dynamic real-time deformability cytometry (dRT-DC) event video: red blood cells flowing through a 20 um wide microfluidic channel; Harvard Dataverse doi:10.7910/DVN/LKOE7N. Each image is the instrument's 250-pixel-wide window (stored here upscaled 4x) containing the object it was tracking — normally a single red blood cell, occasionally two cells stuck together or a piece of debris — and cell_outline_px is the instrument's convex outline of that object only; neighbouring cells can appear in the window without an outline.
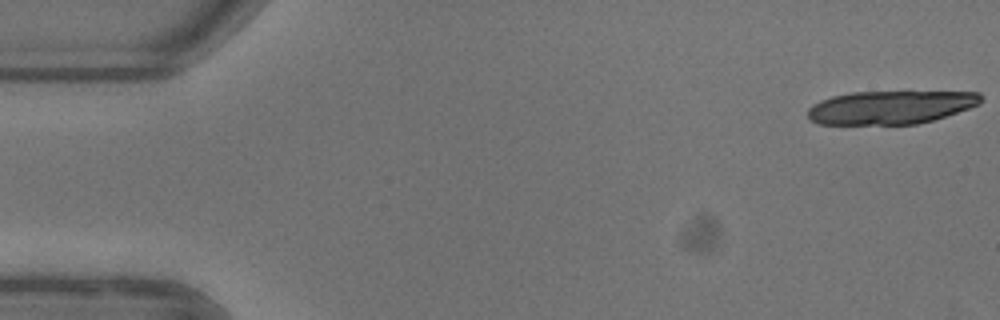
{"species": "common noctule bat (a hibernating species)", "species_latin": "Nyctalus noctula", "temperature_condition": "warm", "stored_images_in_passage": 8, "camera_frame_rate_fps": 3000, "um_per_image_px": 0.085, "animal": {"sex": "female"}, "frame": {"image": 1, "passage_image": 1, "time_ms": 0.0, "image_size_px": [1000, 320], "cell_outline_px": [[984, 100], [980, 104], [932, 120], [916, 124], [816, 124], [808, 116], [808, 108], [812, 104], [820, 100], [832, 96], [852, 92], [980, 92], [984, 96]], "centroid_in_image_um": [75.69, 9.11], "position_along_channel_um": 9.3, "area_um2": 33.58}}